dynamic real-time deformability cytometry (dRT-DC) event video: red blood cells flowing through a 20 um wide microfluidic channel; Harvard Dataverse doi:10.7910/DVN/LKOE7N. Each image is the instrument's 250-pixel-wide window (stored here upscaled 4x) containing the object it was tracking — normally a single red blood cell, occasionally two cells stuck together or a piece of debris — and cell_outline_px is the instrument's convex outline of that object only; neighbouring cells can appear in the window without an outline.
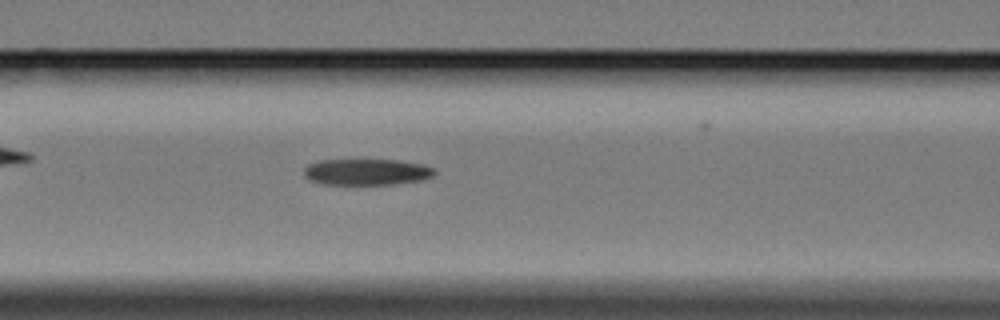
{"species": "Egyptian fruit bat (a non-hibernating species)", "species_latin": "Rousettus aegyptiacus", "temperature_condition": "cold", "stored_images_in_passage": 6, "segment_of_instrument_passage": [1, 2], "camera_frame_rate_fps": 3000, "um_per_image_px": 0.085, "animal": {"sex": "female"}, "frame": {"image": 1, "passage_image": 5, "time_ms": 4.667, "image_size_px": [1000, 320], "cell_outline_px": [[436, 172], [432, 176], [424, 180], [396, 184], [324, 184], [308, 180], [304, 176], [304, 168], [308, 164], [320, 160], [396, 160], [424, 164], [436, 168]], "centroid_in_image_um": [31.19, 14.62], "position_along_channel_um": 135.4, "area_um2": 20.17}}